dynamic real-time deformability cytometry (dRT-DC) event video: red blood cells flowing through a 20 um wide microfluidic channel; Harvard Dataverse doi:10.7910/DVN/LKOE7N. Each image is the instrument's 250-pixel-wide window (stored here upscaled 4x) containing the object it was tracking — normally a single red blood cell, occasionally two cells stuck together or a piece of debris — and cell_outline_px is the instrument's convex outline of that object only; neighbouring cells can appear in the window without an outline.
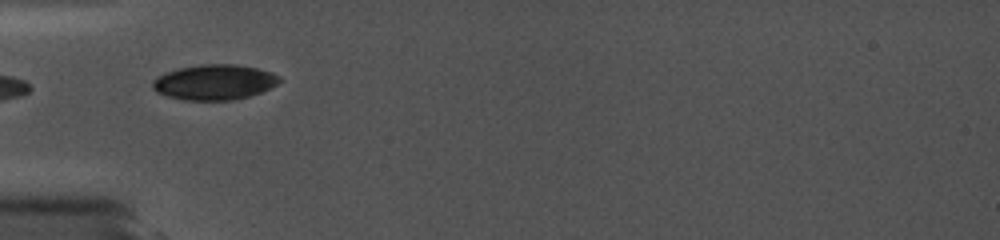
{"species": "common noctule bat (a hibernating species)", "species_latin": "Nyctalus noctula", "temperature_condition": "cold", "stored_images_in_passage": 30, "camera_frame_rate_fps": 5000, "um_per_image_px": 0.085, "animal": {"sex": "female", "body_mass_g": 19.0, "forearm_length_mm": 56.7}, "frame": {"image": 1, "passage_image": 1, "time_ms": 0.0, "image_size_px": [1000, 240], "cell_outline_px": [[284, 80], [260, 92], [248, 96], [232, 100], [184, 100], [168, 96], [156, 92], [152, 88], [152, 80], [168, 72], [180, 68], [204, 64], [236, 64], [256, 68], [272, 72], [280, 76]], "centroid_in_image_um": [18.24, 6.98], "position_along_channel_um": 66.8, "area_um2": 25.89}}